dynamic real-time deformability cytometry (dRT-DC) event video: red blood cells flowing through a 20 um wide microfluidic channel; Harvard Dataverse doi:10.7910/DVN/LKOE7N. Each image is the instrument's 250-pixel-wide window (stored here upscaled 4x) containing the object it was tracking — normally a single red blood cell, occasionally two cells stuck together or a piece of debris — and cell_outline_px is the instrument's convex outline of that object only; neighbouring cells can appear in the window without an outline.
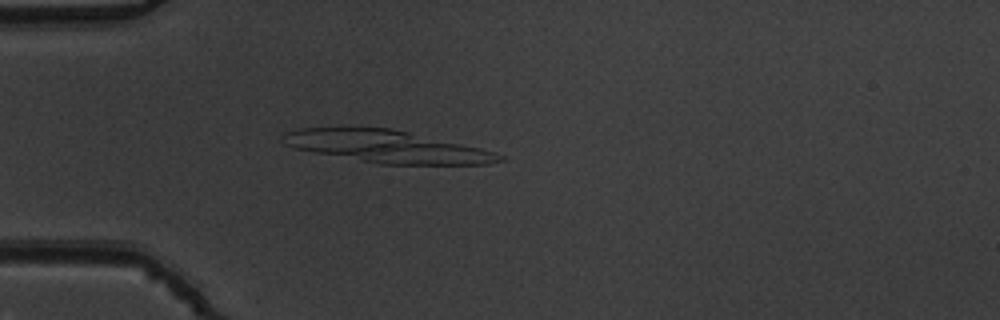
{"species": "common noctule bat (a hibernating species)", "species_latin": "Nyctalus noctula", "temperature_condition": "warm", "stored_images_in_passage": 52, "segment_of_instrument_passage": [1, 2], "camera_frame_rate_fps": 3000, "um_per_image_px": 0.085, "animal": {"sex": "male", "body_mass_g": 19.5, "forearm_length_mm": 54.6}, "frame": {"image": 1, "passage_image": 15, "time_ms": 4.667, "image_size_px": [1000, 320], "cell_outline_px": [[504, 160], [488, 164], [380, 164], [316, 152], [296, 148], [284, 144], [280, 140], [280, 136], [284, 132], [300, 128], [392, 128], [480, 148], [496, 152], [504, 156]], "centroid_in_image_um": [32.88, 12.45], "position_along_channel_um": 52.1, "area_um2": 40.23}}